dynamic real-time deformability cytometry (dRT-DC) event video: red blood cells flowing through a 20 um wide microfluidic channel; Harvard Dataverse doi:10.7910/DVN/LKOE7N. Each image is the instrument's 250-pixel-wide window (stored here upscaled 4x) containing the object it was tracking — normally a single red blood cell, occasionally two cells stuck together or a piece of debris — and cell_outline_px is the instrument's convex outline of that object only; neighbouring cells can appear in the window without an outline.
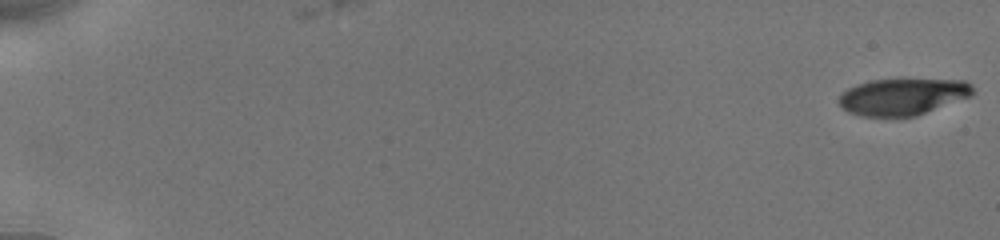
{"species": "human", "species_latin": "Homo sapiens", "temperature_condition": "cold", "stored_images_in_passage": 15, "camera_frame_rate_fps": 3000, "um_per_image_px": 0.085, "donor": {"sex": "male"}, "frame": {"image": 1, "passage_image": 1, "time_ms": 0.0, "image_size_px": [1000, 240], "cell_outline_px": [[972, 96], [916, 116], [864, 116], [848, 112], [840, 104], [840, 96], [848, 88], [856, 84], [872, 80], [964, 80], [972, 88]], "centroid_in_image_um": [76.73, 8.22], "position_along_channel_um": 8.3, "area_um2": 28.09}}
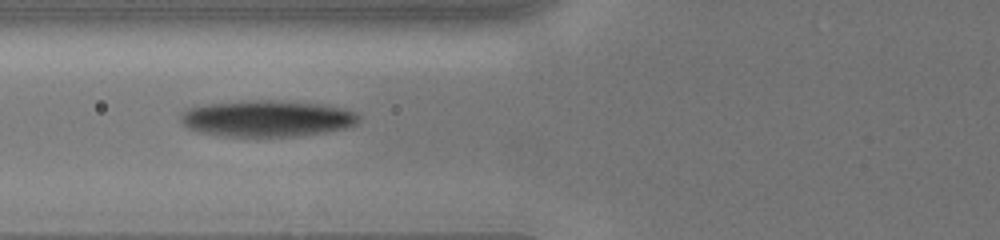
{"frame": {"image": 2, "passage_image": 11, "time_ms": 7.667, "image_size_px": [1000, 240], "cell_outline_px": [[360, 120], [356, 124], [344, 128], [324, 132], [296, 136], [228, 136], [200, 132], [188, 128], [180, 120], [180, 116], [188, 108], [208, 104], [240, 100], [272, 100], [320, 104], [340, 108], [356, 112], [360, 116]], "centroid_in_image_um": [22.7, 10.06], "position_along_channel_um": 103.1, "area_um2": 37.51}}
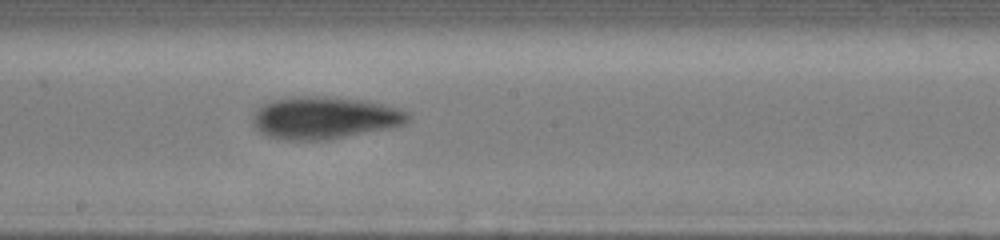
{"frame": {"image": 3, "passage_image": 15, "time_ms": 10.667, "image_size_px": [1000, 240], "cell_outline_px": [[412, 116], [404, 124], [396, 128], [328, 140], [288, 140], [268, 136], [260, 132], [252, 124], [252, 116], [264, 104], [272, 100], [296, 96], [324, 96], [360, 100], [380, 104], [396, 108], [408, 112]], "centroid_in_image_um": [27.61, 10.03], "position_along_channel_um": 220.6, "area_um2": 38.44}}